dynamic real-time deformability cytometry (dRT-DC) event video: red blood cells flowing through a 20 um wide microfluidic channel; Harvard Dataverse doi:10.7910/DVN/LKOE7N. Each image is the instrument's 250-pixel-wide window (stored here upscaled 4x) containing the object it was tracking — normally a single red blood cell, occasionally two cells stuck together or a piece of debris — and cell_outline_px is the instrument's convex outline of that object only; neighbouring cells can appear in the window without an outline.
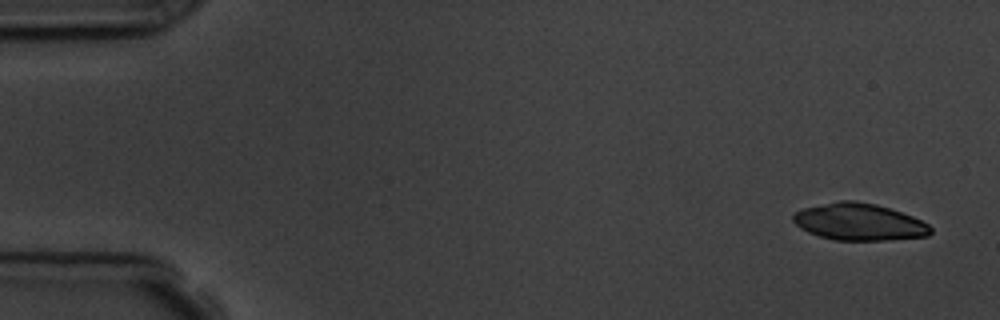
{"species": "common noctule bat (a hibernating species)", "species_latin": "Nyctalus noctula", "temperature_condition": "room temperature", "stored_images_in_passage": 7, "camera_frame_rate_fps": 3000, "um_per_image_px": 0.085, "animal": {"sex": "male", "body_mass_g": 19.5, "forearm_length_mm": 54.6}, "frame": {"image": 1, "passage_image": 1, "time_ms": 0.0, "image_size_px": [1000, 320], "cell_outline_px": [[932, 232], [928, 236], [888, 240], [832, 240], [808, 232], [800, 228], [792, 220], [792, 216], [796, 212], [804, 208], [840, 200], [856, 200], [876, 204], [912, 216], [928, 224], [932, 228]], "centroid_in_image_um": [73.03, 18.87], "position_along_channel_um": 12.0, "area_um2": 29.54}}